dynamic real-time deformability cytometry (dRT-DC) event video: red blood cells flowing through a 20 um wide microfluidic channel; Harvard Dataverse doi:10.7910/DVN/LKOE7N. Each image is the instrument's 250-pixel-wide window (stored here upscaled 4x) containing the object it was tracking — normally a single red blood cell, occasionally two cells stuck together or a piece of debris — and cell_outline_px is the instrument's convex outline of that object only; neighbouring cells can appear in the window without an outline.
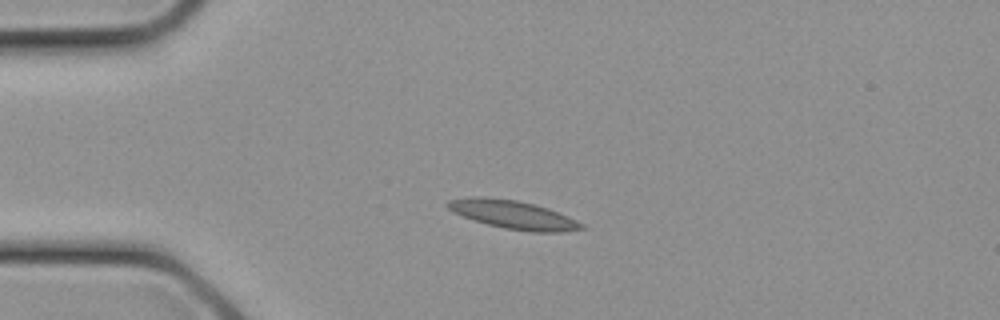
{"species": "common noctule bat (a hibernating species)", "species_latin": "Nyctalus noctula", "temperature_condition": "cold", "stored_images_in_passage": 7, "camera_frame_rate_fps": 3000, "um_per_image_px": 0.085, "animal": {"sex": "female", "body_mass_g": 21.9}, "frame": {"image": 1, "passage_image": 2, "time_ms": 0.333, "image_size_px": [1000, 320], "cell_outline_px": [[584, 228], [564, 232], [532, 232], [504, 228], [472, 220], [452, 212], [444, 204], [448, 200], [472, 196], [476, 196], [516, 200], [536, 204], [548, 208], [576, 220], [584, 224]], "centroid_in_image_um": [43.58, 18.24], "position_along_channel_um": 41.4, "area_um2": 22.2}}
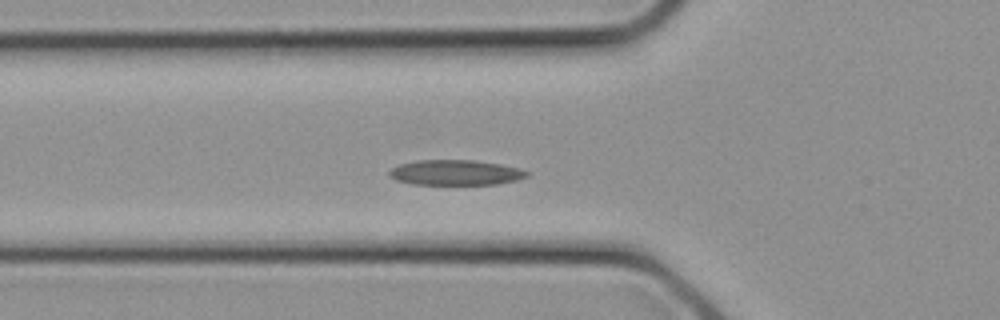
{"frame": {"image": 2, "passage_image": 5, "time_ms": 1.333, "image_size_px": [1000, 320], "cell_outline_px": [[528, 176], [516, 180], [496, 184], [412, 184], [396, 180], [388, 176], [388, 172], [392, 168], [400, 164], [416, 160], [476, 160], [500, 164], [516, 168], [528, 172]], "centroid_in_image_um": [38.67, 14.66], "position_along_channel_um": 87.1, "area_um2": 20.11}}
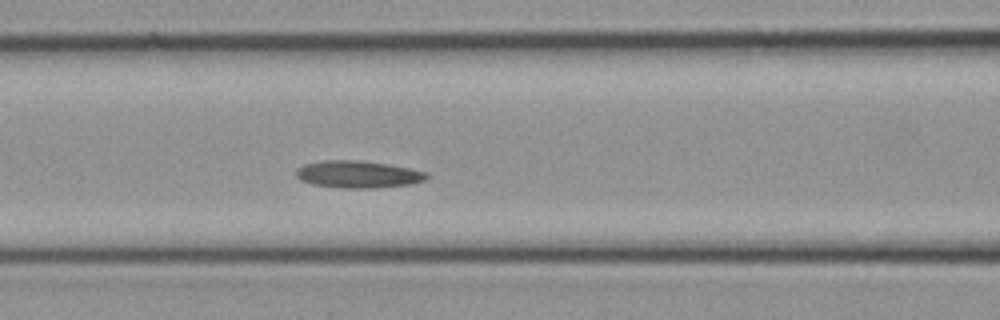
{"frame": {"image": 3, "passage_image": 7, "time_ms": 2.0, "image_size_px": [1000, 320], "cell_outline_px": [[428, 176], [424, 180], [412, 184], [376, 188], [344, 188], [312, 184], [300, 180], [296, 176], [296, 168], [304, 164], [324, 160], [356, 160], [388, 164], [428, 172]], "centroid_in_image_um": [30.42, 14.82], "position_along_channel_um": 136.2, "area_um2": 20.69}}